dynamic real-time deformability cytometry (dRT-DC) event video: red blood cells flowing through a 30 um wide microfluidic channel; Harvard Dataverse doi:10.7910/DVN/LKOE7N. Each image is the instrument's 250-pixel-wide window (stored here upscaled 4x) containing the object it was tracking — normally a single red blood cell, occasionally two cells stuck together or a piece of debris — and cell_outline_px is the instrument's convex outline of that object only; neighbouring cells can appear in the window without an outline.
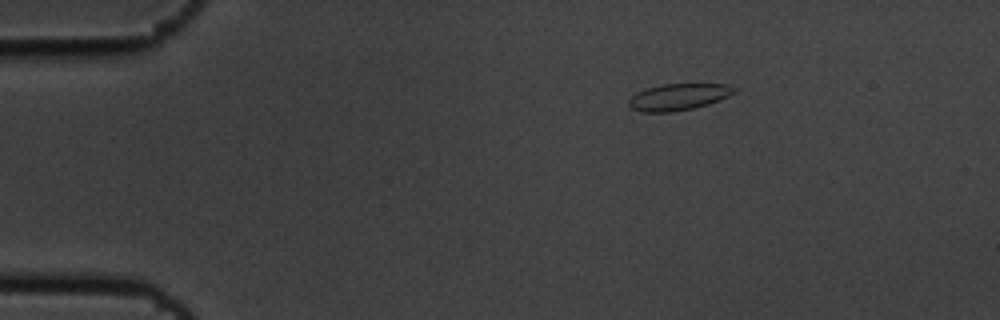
{"species": "common noctule bat (a hibernating species)", "species_latin": "Nyctalus noctula", "temperature_condition": "cold", "stored_images_in_passage": 4, "camera_frame_rate_fps": 3000, "um_per_image_px": 0.085, "animal": {"sex": "male", "body_mass_g": 19.5, "forearm_length_mm": 54.6}, "frame": {"image": 1, "passage_image": 2, "time_ms": 0.333, "image_size_px": [1000, 320], "cell_outline_px": [[736, 92], [720, 100], [708, 104], [692, 108], [672, 112], [640, 112], [632, 108], [628, 104], [628, 100], [636, 92], [660, 84], [728, 84], [736, 88]], "centroid_in_image_um": [57.67, 8.23], "position_along_channel_um": 27.3, "area_um2": 16.36}}